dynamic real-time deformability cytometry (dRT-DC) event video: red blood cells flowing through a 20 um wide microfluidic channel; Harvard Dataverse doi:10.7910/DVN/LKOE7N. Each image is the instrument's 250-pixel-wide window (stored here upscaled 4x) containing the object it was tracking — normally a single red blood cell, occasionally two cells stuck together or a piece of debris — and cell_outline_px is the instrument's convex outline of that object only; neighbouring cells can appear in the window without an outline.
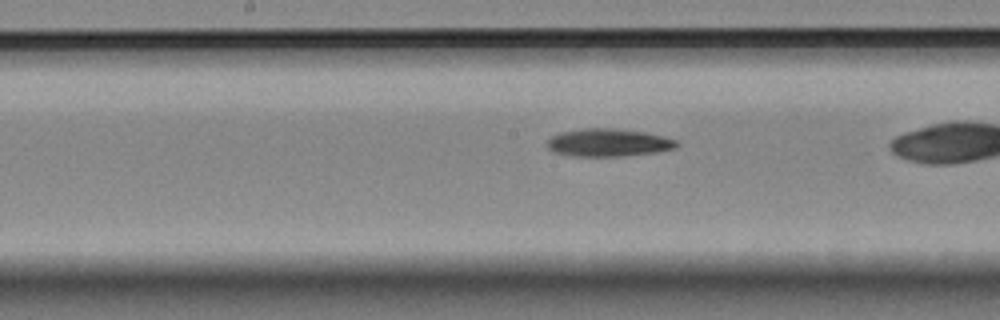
{"species": "Egyptian fruit bat (a non-hibernating species)", "species_latin": "Rousettus aegyptiacus", "temperature_condition": "room temperature", "stored_images_in_passage": 41, "camera_frame_rate_fps": 3000, "um_per_image_px": 0.085, "animal": {"sex": "female"}, "frame": {"image": 1, "passage_image": 26, "time_ms": 8.333, "image_size_px": [1000, 320], "cell_outline_px": [[680, 144], [676, 148], [656, 152], [624, 156], [572, 156], [556, 152], [548, 148], [548, 140], [552, 136], [560, 132], [584, 128], [612, 128], [644, 132], [664, 136], [676, 140]], "centroid_in_image_um": [51.74, 12.12], "position_along_channel_um": 196.5, "area_um2": 20.92}}
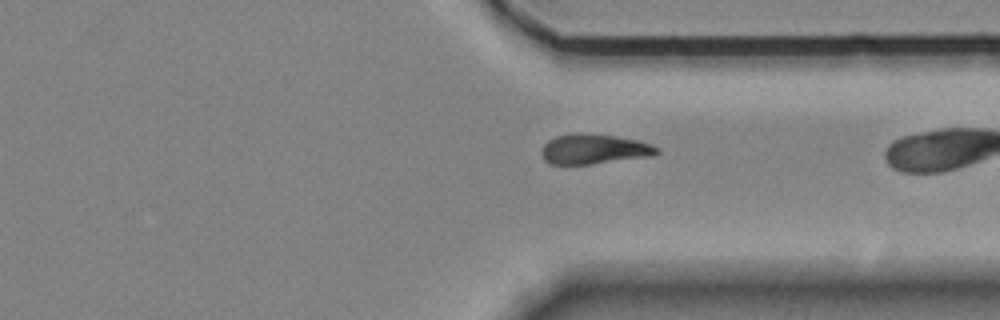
{"frame": {"image": 2, "passage_image": 40, "time_ms": 13.0, "image_size_px": [1000, 320], "cell_outline_px": [[660, 152], [652, 156], [592, 164], [548, 164], [544, 160], [540, 152], [544, 144], [548, 140], [556, 136], [576, 132], [584, 132], [616, 136], [636, 140], [652, 144], [660, 148]], "centroid_in_image_um": [50.48, 12.66], "position_along_channel_um": 360.9, "area_um2": 20.46}}